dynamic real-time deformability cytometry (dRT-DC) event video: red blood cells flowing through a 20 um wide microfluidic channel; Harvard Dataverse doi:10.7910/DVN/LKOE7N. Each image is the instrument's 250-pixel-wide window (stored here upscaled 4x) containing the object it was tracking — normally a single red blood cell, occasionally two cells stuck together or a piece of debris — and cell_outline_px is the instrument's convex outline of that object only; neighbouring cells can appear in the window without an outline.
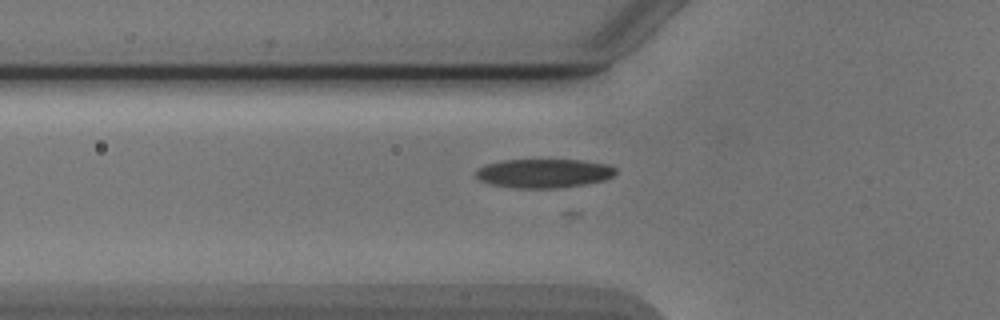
{"species": "Egyptian fruit bat (a non-hibernating species)", "species_latin": "Rousettus aegyptiacus", "temperature_condition": "cold", "stored_images_in_passage": 46, "camera_frame_rate_fps": 3000, "um_per_image_px": 0.085, "animal": {"sex": "male"}, "frame": {"image": 1, "passage_image": 9, "time_ms": 2.667, "image_size_px": [1000, 320], "cell_outline_px": [[616, 172], [612, 176], [604, 180], [584, 184], [560, 188], [512, 188], [492, 184], [480, 180], [476, 176], [476, 172], [484, 164], [504, 160], [584, 160], [608, 164], [616, 168]], "centroid_in_image_um": [46.24, 14.73], "position_along_channel_um": 79.6, "area_um2": 23.58}}
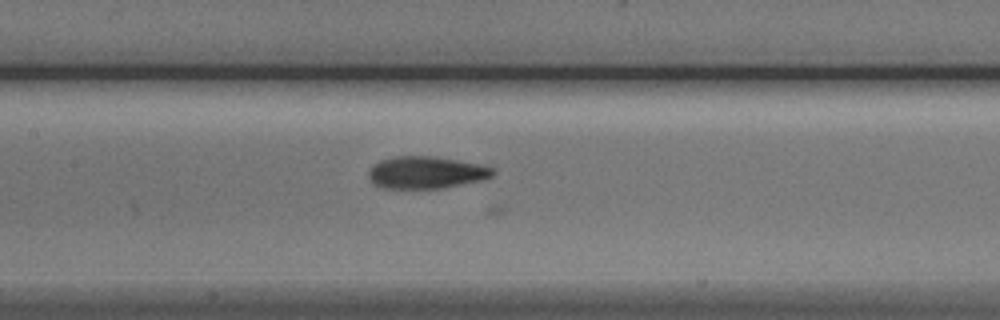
{"frame": {"image": 2, "passage_image": 16, "time_ms": 5.0, "image_size_px": [1000, 320], "cell_outline_px": [[496, 172], [492, 176], [484, 180], [440, 188], [384, 188], [376, 184], [368, 176], [368, 172], [372, 164], [380, 160], [392, 156], [436, 156], [480, 164], [496, 168]], "centroid_in_image_um": [36.25, 14.64], "position_along_channel_um": 171.1, "area_um2": 23.47}}
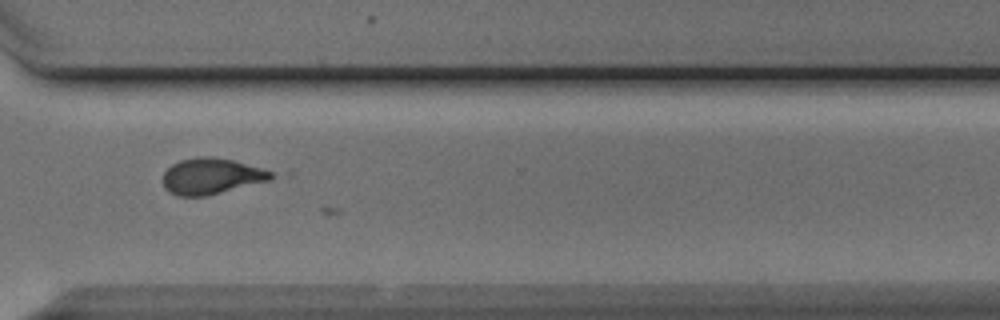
{"frame": {"image": 3, "passage_image": 30, "time_ms": 9.667, "image_size_px": [1000, 320], "cell_outline_px": [[280, 176], [272, 180], [204, 196], [176, 196], [168, 192], [164, 188], [164, 172], [172, 164], [180, 160], [196, 156], [212, 156], [232, 160], [260, 168], [272, 172]], "centroid_in_image_um": [17.98, 14.97], "position_along_channel_um": 352.6, "area_um2": 22.83}}